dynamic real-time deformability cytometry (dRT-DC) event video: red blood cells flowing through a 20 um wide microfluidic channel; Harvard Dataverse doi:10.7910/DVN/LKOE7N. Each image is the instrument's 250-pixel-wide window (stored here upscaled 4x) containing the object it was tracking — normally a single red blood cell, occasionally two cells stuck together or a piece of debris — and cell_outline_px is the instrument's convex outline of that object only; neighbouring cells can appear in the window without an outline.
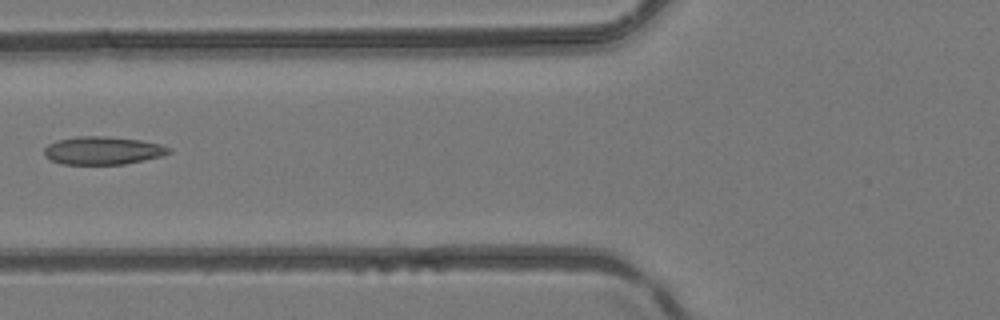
{"species": "common noctule bat (a hibernating species)", "species_latin": "Nyctalus noctula", "temperature_condition": "room temperature", "stored_images_in_passage": 5, "camera_frame_rate_fps": 3000, "um_per_image_px": 0.085, "animal": {"sex": "female", "body_mass_g": 24.6, "forearm_length_mm": 56.2}, "frame": {"image": 1, "passage_image": 5, "time_ms": 1.333, "image_size_px": [1000, 320], "cell_outline_px": [[172, 152], [160, 156], [144, 160], [124, 164], [64, 164], [52, 160], [44, 156], [44, 148], [48, 144], [56, 140], [76, 136], [104, 136], [140, 140], [160, 144], [172, 148]], "centroid_in_image_um": [8.73, 12.79], "position_along_channel_um": 117.1, "area_um2": 20.35}}